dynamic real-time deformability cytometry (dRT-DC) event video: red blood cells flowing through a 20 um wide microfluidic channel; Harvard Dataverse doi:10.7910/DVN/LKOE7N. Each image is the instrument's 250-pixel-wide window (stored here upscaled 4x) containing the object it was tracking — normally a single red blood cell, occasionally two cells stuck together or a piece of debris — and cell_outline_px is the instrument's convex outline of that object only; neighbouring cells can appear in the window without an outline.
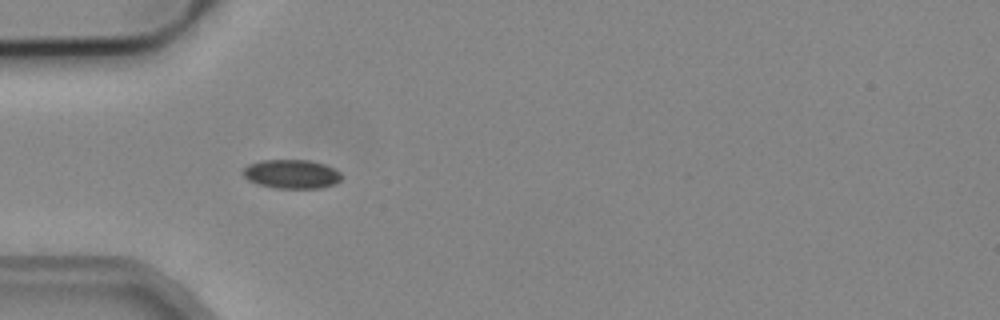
{"species": "common noctule bat (a hibernating species)", "species_latin": "Nyctalus noctula", "temperature_condition": "cold", "stored_images_in_passage": 5, "camera_frame_rate_fps": 3000, "um_per_image_px": 0.085, "animal": {"sex": "male", "body_mass_g": 19.2, "forearm_length_mm": 51.8}, "frame": {"image": 1, "passage_image": 4, "time_ms": 1.0, "image_size_px": [1000, 320], "cell_outline_px": [[344, 176], [336, 184], [320, 188], [276, 188], [260, 184], [248, 180], [240, 172], [248, 164], [260, 160], [308, 160], [324, 164], [340, 172]], "centroid_in_image_um": [24.79, 14.79], "position_along_channel_um": 60.2, "area_um2": 16.7}}